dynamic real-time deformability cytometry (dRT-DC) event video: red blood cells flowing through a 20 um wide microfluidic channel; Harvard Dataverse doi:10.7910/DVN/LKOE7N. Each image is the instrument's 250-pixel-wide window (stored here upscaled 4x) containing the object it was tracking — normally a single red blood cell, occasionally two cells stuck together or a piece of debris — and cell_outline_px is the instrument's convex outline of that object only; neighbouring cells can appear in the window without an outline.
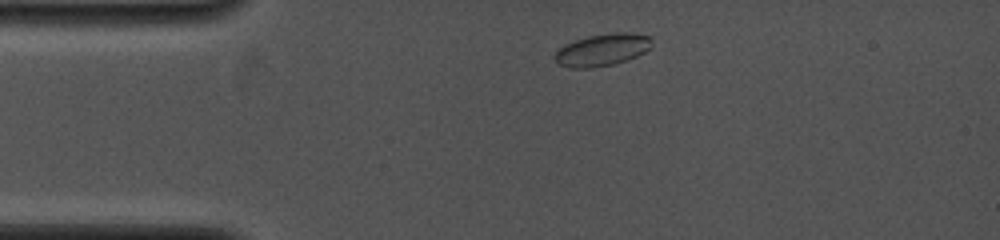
{"species": "common noctule bat (a hibernating species)", "species_latin": "Nyctalus noctula", "temperature_condition": "cold", "stored_images_in_passage": 5, "camera_frame_rate_fps": 4000, "um_per_image_px": 0.085, "animal": {"sex": "female", "body_mass_g": 19.0, "forearm_length_mm": 53.3}, "frame": {"image": 1, "passage_image": 1, "time_ms": 0.0, "image_size_px": [1000, 240], "cell_outline_px": [[652, 44], [644, 52], [628, 60], [612, 64], [592, 68], [568, 68], [560, 64], [556, 60], [556, 52], [564, 44], [588, 36], [612, 32], [628, 32], [648, 36], [652, 40]], "centroid_in_image_um": [51.2, 4.23], "position_along_channel_um": 33.8, "area_um2": 18.03}}
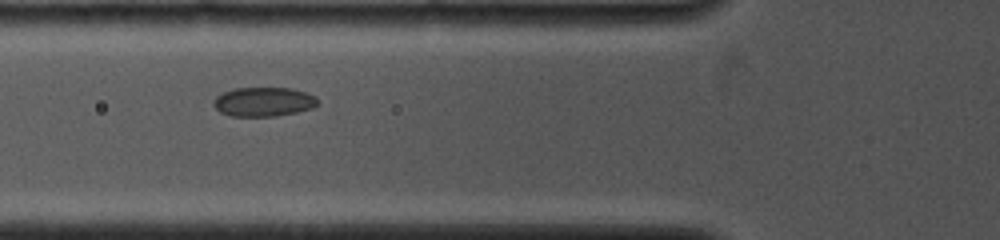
{"frame": {"image": 2, "passage_image": 4, "time_ms": 2.5, "image_size_px": [1000, 240], "cell_outline_px": [[316, 104], [312, 108], [296, 112], [276, 116], [232, 116], [220, 112], [212, 104], [216, 96], [224, 92], [236, 88], [292, 88], [308, 92], [316, 96]], "centroid_in_image_um": [22.4, 8.65], "position_along_channel_um": 103.4, "area_um2": 17.69}}
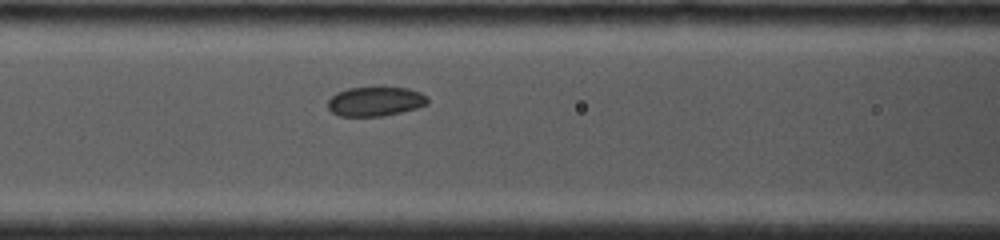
{"frame": {"image": 3, "passage_image": 5, "time_ms": 3.25, "image_size_px": [1000, 240], "cell_outline_px": [[428, 104], [416, 108], [384, 116], [340, 116], [332, 112], [328, 108], [328, 100], [336, 92], [348, 88], [408, 88], [420, 92], [428, 96]], "centroid_in_image_um": [31.91, 8.63], "position_along_channel_um": 134.7, "area_um2": 16.99}}